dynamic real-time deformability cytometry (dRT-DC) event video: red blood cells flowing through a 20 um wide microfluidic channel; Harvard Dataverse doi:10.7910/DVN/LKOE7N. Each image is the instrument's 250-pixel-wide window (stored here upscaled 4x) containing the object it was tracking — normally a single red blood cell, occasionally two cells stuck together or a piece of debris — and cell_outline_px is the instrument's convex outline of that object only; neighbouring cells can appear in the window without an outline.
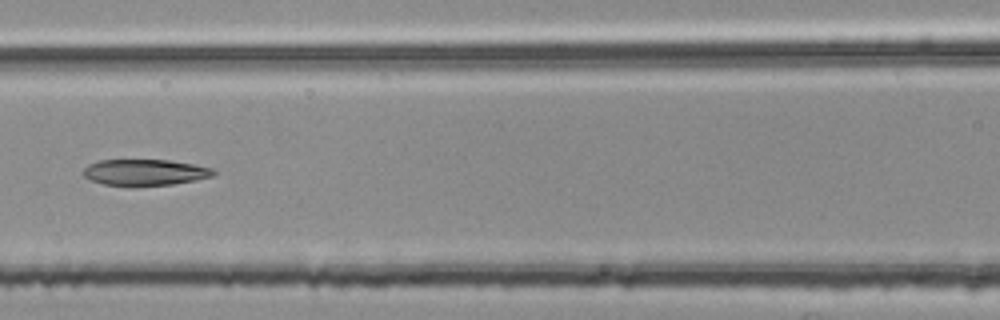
{"species": "common noctule bat (a hibernating species)", "species_latin": "Nyctalus noctula", "temperature_condition": "room temperature", "stored_images_in_passage": 5, "camera_frame_rate_fps": 3000, "um_per_image_px": 0.085, "animal": {"sex": "female", "body_mass_g": 25.1}, "frame": {"image": 1, "passage_image": 5, "time_ms": 1.333, "image_size_px": [1000, 320], "cell_outline_px": [[216, 172], [212, 176], [196, 180], [172, 184], [104, 184], [92, 180], [84, 176], [84, 168], [88, 164], [100, 160], [168, 160], [192, 164], [212, 168]], "centroid_in_image_um": [12.33, 14.62], "position_along_channel_um": 154.3, "area_um2": 19.19}}